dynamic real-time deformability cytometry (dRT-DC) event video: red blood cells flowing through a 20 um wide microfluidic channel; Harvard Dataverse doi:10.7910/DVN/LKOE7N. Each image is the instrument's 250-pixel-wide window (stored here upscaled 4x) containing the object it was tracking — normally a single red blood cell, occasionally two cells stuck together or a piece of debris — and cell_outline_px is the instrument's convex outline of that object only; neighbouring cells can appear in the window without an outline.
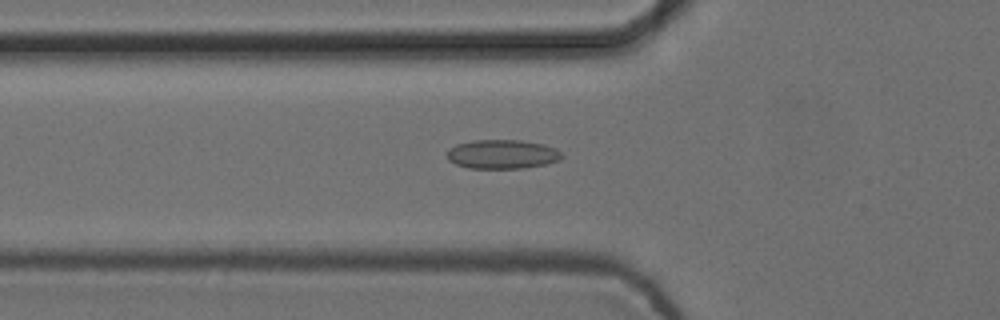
{"species": "common noctule bat (a hibernating species)", "species_latin": "Nyctalus noctula", "temperature_condition": "cold", "stored_images_in_passage": 41, "camera_frame_rate_fps": 3000, "um_per_image_px": 0.085, "animal": {"sex": "female", "body_mass_g": 24.6, "forearm_length_mm": 56.2}, "frame": {"image": 1, "passage_image": 6, "time_ms": 1.667, "image_size_px": [1000, 320], "cell_outline_px": [[564, 156], [560, 160], [544, 164], [524, 168], [468, 168], [456, 164], [448, 160], [448, 148], [456, 144], [472, 140], [520, 140], [544, 144], [556, 148]], "centroid_in_image_um": [42.69, 13.1], "position_along_channel_um": 83.1, "area_um2": 19.54}}
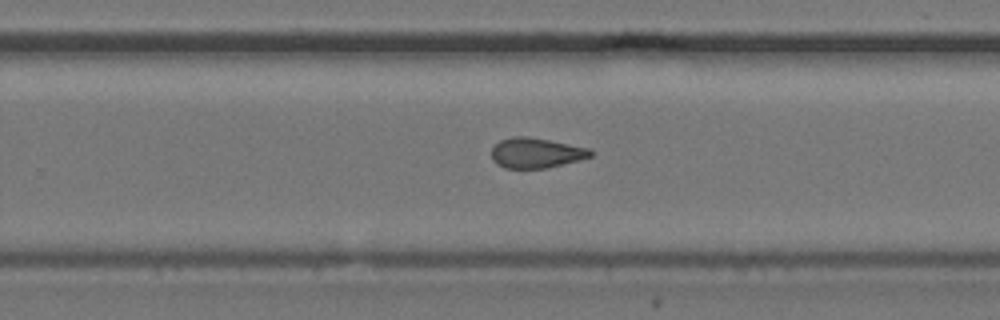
{"frame": {"image": 2, "passage_image": 22, "time_ms": 7.0, "image_size_px": [1000, 320], "cell_outline_px": [[596, 152], [592, 156], [580, 160], [548, 168], [504, 168], [496, 164], [492, 160], [492, 148], [500, 140], [512, 136], [528, 136], [592, 148]], "centroid_in_image_um": [45.61, 12.99], "position_along_channel_um": 284.2, "area_um2": 17.74}}
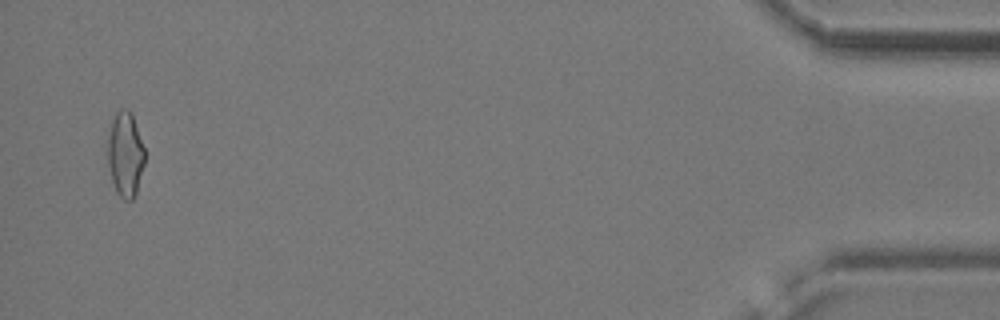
{"frame": {"image": 3, "passage_image": 40, "time_ms": 13.0, "image_size_px": [1000, 320], "cell_outline_px": [[144, 164], [136, 192], [132, 200], [124, 200], [116, 192], [112, 180], [108, 164], [104, 144], [104, 140], [112, 120], [116, 112], [120, 108], [128, 108], [132, 112], [144, 148]], "centroid_in_image_um": [10.59, 13.05], "position_along_channel_um": 424.6, "area_um2": 18.9}, "authors_computed_cell_mechanics": {"area_um2": 17.7446, "velocity_mm_per_s": 3.7594, "shape_relaxation_time_tau1_ms": null, "shape_relaxation_time_tau2_ms": 2.8827, "deformation_change_tau1": null, "deformation_change_tau2": 0.0915}}